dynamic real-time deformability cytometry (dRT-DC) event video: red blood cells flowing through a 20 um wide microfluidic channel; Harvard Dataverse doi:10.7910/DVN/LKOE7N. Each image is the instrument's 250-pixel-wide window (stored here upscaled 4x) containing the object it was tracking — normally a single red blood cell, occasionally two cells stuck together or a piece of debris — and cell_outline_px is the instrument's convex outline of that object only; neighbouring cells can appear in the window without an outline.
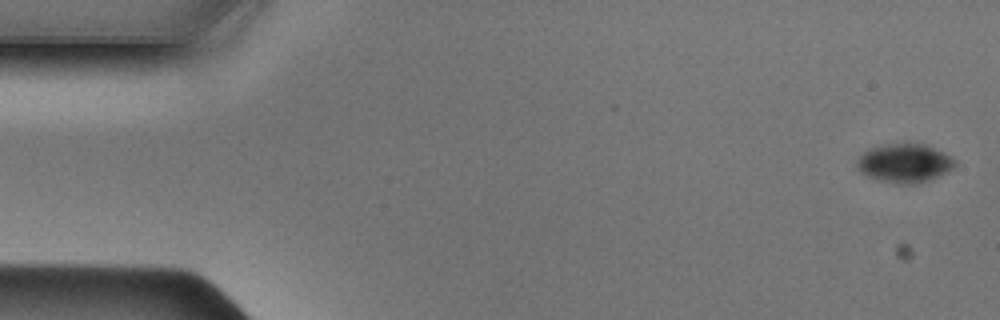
{"species": "Egyptian fruit bat (a non-hibernating species)", "species_latin": "Rousettus aegyptiacus", "temperature_condition": "cold", "stored_images_in_passage": 48, "camera_frame_rate_fps": 3000, "um_per_image_px": 0.085, "animal": {"sex": "male"}, "frame": {"image": 1, "passage_image": 1, "time_ms": 0.0, "image_size_px": [1000, 320], "cell_outline_px": [[956, 164], [952, 168], [928, 180], [912, 184], [900, 184], [880, 180], [868, 176], [860, 172], [856, 168], [856, 160], [868, 148], [884, 144], [908, 140], [924, 144], [944, 152], [956, 160]], "centroid_in_image_um": [76.84, 13.81], "position_along_channel_um": 8.2, "area_um2": 22.48}}
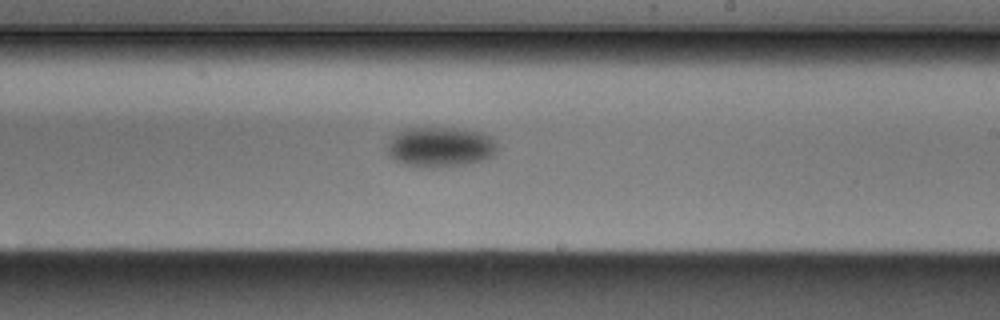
{"frame": {"image": 2, "passage_image": 28, "time_ms": 9.0, "image_size_px": [1000, 320], "cell_outline_px": [[500, 144], [496, 156], [484, 160], [468, 164], [432, 168], [404, 164], [388, 156], [388, 144], [404, 128], [456, 128], [480, 132], [496, 140]], "centroid_in_image_um": [37.52, 12.51], "position_along_channel_um": 251.5, "area_um2": 25.84}}
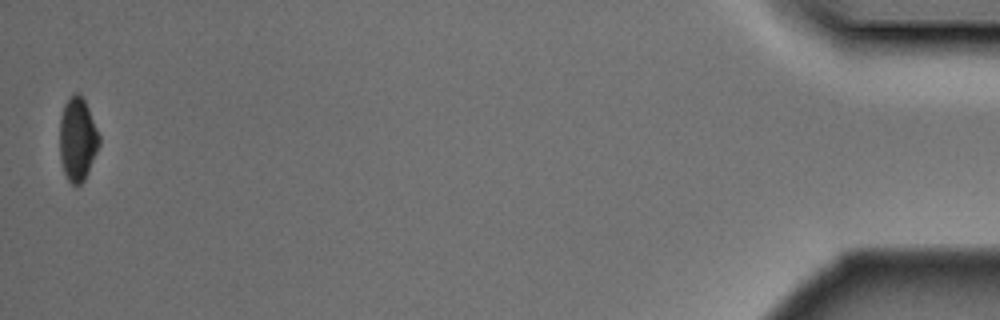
{"frame": {"image": 3, "passage_image": 48, "time_ms": 15.667, "image_size_px": [1000, 320], "cell_outline_px": [[100, 144], [88, 172], [84, 180], [80, 184], [72, 184], [68, 180], [64, 172], [60, 160], [60, 116], [64, 104], [76, 92], [80, 92], [88, 108], [100, 136]], "centroid_in_image_um": [6.59, 11.83], "position_along_channel_um": 428.6, "area_um2": 19.13}}